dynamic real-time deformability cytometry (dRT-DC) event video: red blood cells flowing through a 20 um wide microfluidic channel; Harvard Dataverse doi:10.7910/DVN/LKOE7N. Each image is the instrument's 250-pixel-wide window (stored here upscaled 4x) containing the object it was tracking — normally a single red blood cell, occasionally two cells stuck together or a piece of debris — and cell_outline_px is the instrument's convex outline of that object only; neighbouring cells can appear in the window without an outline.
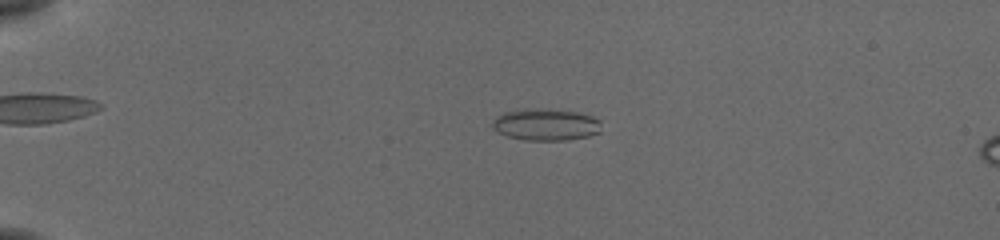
{"species": "common noctule bat (a hibernating species)", "species_latin": "Nyctalus noctula", "temperature_condition": "cold", "stored_images_in_passage": 55, "camera_frame_rate_fps": 3000, "um_per_image_px": 0.085, "animal": {"sex": "female", "body_mass_g": 19.5, "forearm_length_mm": 54.1}, "frame": {"image": 1, "passage_image": 14, "time_ms": 4.333, "image_size_px": [1000, 240], "cell_outline_px": [[600, 132], [588, 136], [568, 140], [524, 140], [508, 136], [492, 128], [492, 120], [500, 112], [528, 108], [544, 108], [576, 112], [592, 116], [600, 120]], "centroid_in_image_um": [46.36, 10.57], "position_along_channel_um": 38.6, "area_um2": 20.4}}
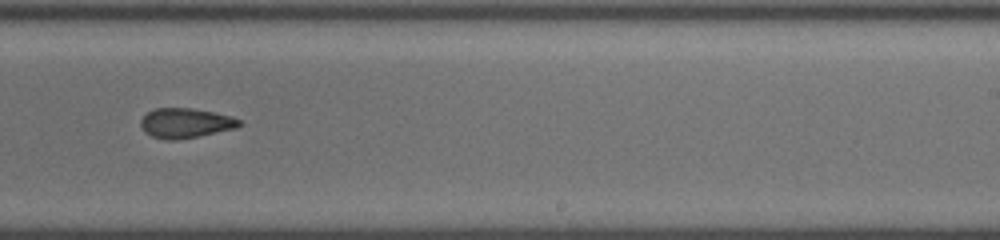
{"frame": {"image": 2, "passage_image": 37, "time_ms": 12.0, "image_size_px": [1000, 240], "cell_outline_px": [[244, 124], [236, 128], [200, 136], [176, 140], [164, 140], [152, 136], [144, 132], [140, 124], [140, 120], [148, 112], [156, 108], [192, 108], [232, 116], [240, 120]], "centroid_in_image_um": [15.78, 10.47], "position_along_channel_um": 273.2, "area_um2": 17.22}}
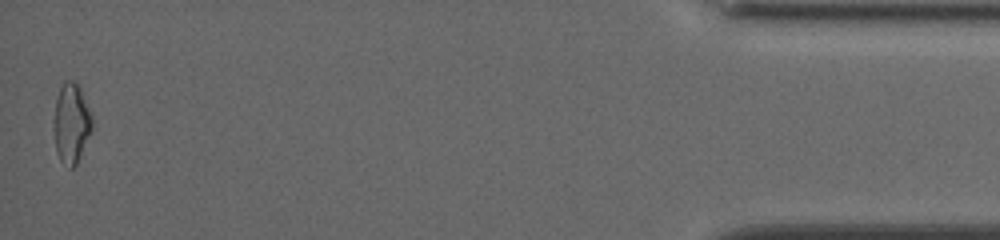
{"frame": {"image": 3, "passage_image": 55, "time_ms": 18.0, "image_size_px": [1000, 240], "cell_outline_px": [[92, 128], [76, 164], [72, 168], [68, 168], [60, 160], [56, 148], [56, 100], [60, 88], [64, 80], [76, 80], [80, 88], [92, 116]], "centroid_in_image_um": [6.09, 10.44], "position_along_channel_um": 429.1, "area_um2": 17.11}, "authors_computed_cell_mechanics": {"area_um2": 17.6868, "velocity_mm_per_s": 3.8461, "shape_relaxation_time_tau1_ms": 5.5988, "shape_relaxation_time_tau2_ms": 2.6071, "deformation_change_tau1": 0.1455, "deformation_change_tau2": 0.1}}